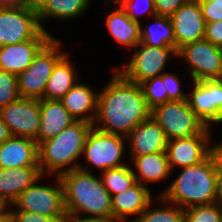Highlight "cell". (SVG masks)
<instances>
[{
    "label": "cell",
    "mask_w": 222,
    "mask_h": 222,
    "mask_svg": "<svg viewBox=\"0 0 222 222\" xmlns=\"http://www.w3.org/2000/svg\"><path fill=\"white\" fill-rule=\"evenodd\" d=\"M150 113L140 84L130 82L115 70L106 87L98 93L93 127L126 137L136 125L148 119Z\"/></svg>",
    "instance_id": "1"
},
{
    "label": "cell",
    "mask_w": 222,
    "mask_h": 222,
    "mask_svg": "<svg viewBox=\"0 0 222 222\" xmlns=\"http://www.w3.org/2000/svg\"><path fill=\"white\" fill-rule=\"evenodd\" d=\"M219 165V145L201 163L180 168L178 177L159 195L160 202L178 204L186 209L196 205L217 203L216 174Z\"/></svg>",
    "instance_id": "2"
},
{
    "label": "cell",
    "mask_w": 222,
    "mask_h": 222,
    "mask_svg": "<svg viewBox=\"0 0 222 222\" xmlns=\"http://www.w3.org/2000/svg\"><path fill=\"white\" fill-rule=\"evenodd\" d=\"M91 169L89 165L79 166L59 176L63 185L66 214L80 216L83 212L96 218L113 219L111 195Z\"/></svg>",
    "instance_id": "3"
},
{
    "label": "cell",
    "mask_w": 222,
    "mask_h": 222,
    "mask_svg": "<svg viewBox=\"0 0 222 222\" xmlns=\"http://www.w3.org/2000/svg\"><path fill=\"white\" fill-rule=\"evenodd\" d=\"M92 127L91 123L76 121L55 137L40 142L38 166L42 175L53 173L60 176L65 172L78 169L80 165L75 161L83 155L86 138Z\"/></svg>",
    "instance_id": "4"
},
{
    "label": "cell",
    "mask_w": 222,
    "mask_h": 222,
    "mask_svg": "<svg viewBox=\"0 0 222 222\" xmlns=\"http://www.w3.org/2000/svg\"><path fill=\"white\" fill-rule=\"evenodd\" d=\"M61 43L52 38L34 57L31 65L18 75L21 98L42 100L47 82L56 63L66 54Z\"/></svg>",
    "instance_id": "5"
},
{
    "label": "cell",
    "mask_w": 222,
    "mask_h": 222,
    "mask_svg": "<svg viewBox=\"0 0 222 222\" xmlns=\"http://www.w3.org/2000/svg\"><path fill=\"white\" fill-rule=\"evenodd\" d=\"M150 116L164 130L167 141L197 135L206 128L187 100L168 101L158 105L151 109Z\"/></svg>",
    "instance_id": "6"
},
{
    "label": "cell",
    "mask_w": 222,
    "mask_h": 222,
    "mask_svg": "<svg viewBox=\"0 0 222 222\" xmlns=\"http://www.w3.org/2000/svg\"><path fill=\"white\" fill-rule=\"evenodd\" d=\"M55 181L54 187L38 185L39 180L36 181L24 190L12 205L17 207L16 211L33 212L57 220H66L62 181L59 176Z\"/></svg>",
    "instance_id": "7"
},
{
    "label": "cell",
    "mask_w": 222,
    "mask_h": 222,
    "mask_svg": "<svg viewBox=\"0 0 222 222\" xmlns=\"http://www.w3.org/2000/svg\"><path fill=\"white\" fill-rule=\"evenodd\" d=\"M135 48L136 52L129 62L124 65V68H116V70L127 80L137 84L164 73L165 64L169 56H177V50L173 47L157 48L140 42Z\"/></svg>",
    "instance_id": "8"
},
{
    "label": "cell",
    "mask_w": 222,
    "mask_h": 222,
    "mask_svg": "<svg viewBox=\"0 0 222 222\" xmlns=\"http://www.w3.org/2000/svg\"><path fill=\"white\" fill-rule=\"evenodd\" d=\"M124 138L126 137L105 133L92 127L83 148L86 162L101 171L126 165L121 162L125 151Z\"/></svg>",
    "instance_id": "9"
},
{
    "label": "cell",
    "mask_w": 222,
    "mask_h": 222,
    "mask_svg": "<svg viewBox=\"0 0 222 222\" xmlns=\"http://www.w3.org/2000/svg\"><path fill=\"white\" fill-rule=\"evenodd\" d=\"M42 30L37 12L23 5L0 9V47L34 39Z\"/></svg>",
    "instance_id": "10"
},
{
    "label": "cell",
    "mask_w": 222,
    "mask_h": 222,
    "mask_svg": "<svg viewBox=\"0 0 222 222\" xmlns=\"http://www.w3.org/2000/svg\"><path fill=\"white\" fill-rule=\"evenodd\" d=\"M177 57L184 58L191 68L193 81L222 79V60L218 46L205 39L186 44L177 51Z\"/></svg>",
    "instance_id": "11"
},
{
    "label": "cell",
    "mask_w": 222,
    "mask_h": 222,
    "mask_svg": "<svg viewBox=\"0 0 222 222\" xmlns=\"http://www.w3.org/2000/svg\"><path fill=\"white\" fill-rule=\"evenodd\" d=\"M187 102L194 114L211 128L210 123L222 122V79L193 81Z\"/></svg>",
    "instance_id": "12"
},
{
    "label": "cell",
    "mask_w": 222,
    "mask_h": 222,
    "mask_svg": "<svg viewBox=\"0 0 222 222\" xmlns=\"http://www.w3.org/2000/svg\"><path fill=\"white\" fill-rule=\"evenodd\" d=\"M0 117L13 136L31 138L38 144L40 100L20 98L2 107Z\"/></svg>",
    "instance_id": "13"
},
{
    "label": "cell",
    "mask_w": 222,
    "mask_h": 222,
    "mask_svg": "<svg viewBox=\"0 0 222 222\" xmlns=\"http://www.w3.org/2000/svg\"><path fill=\"white\" fill-rule=\"evenodd\" d=\"M209 130L206 127L200 134L167 141L166 155L170 170L201 163L217 148L219 144L213 147L210 144Z\"/></svg>",
    "instance_id": "14"
},
{
    "label": "cell",
    "mask_w": 222,
    "mask_h": 222,
    "mask_svg": "<svg viewBox=\"0 0 222 222\" xmlns=\"http://www.w3.org/2000/svg\"><path fill=\"white\" fill-rule=\"evenodd\" d=\"M169 18L177 51L186 44L204 39L206 23L198 0H190Z\"/></svg>",
    "instance_id": "15"
},
{
    "label": "cell",
    "mask_w": 222,
    "mask_h": 222,
    "mask_svg": "<svg viewBox=\"0 0 222 222\" xmlns=\"http://www.w3.org/2000/svg\"><path fill=\"white\" fill-rule=\"evenodd\" d=\"M53 38L42 30L34 39L0 47V70L16 74L25 71L38 52Z\"/></svg>",
    "instance_id": "16"
},
{
    "label": "cell",
    "mask_w": 222,
    "mask_h": 222,
    "mask_svg": "<svg viewBox=\"0 0 222 222\" xmlns=\"http://www.w3.org/2000/svg\"><path fill=\"white\" fill-rule=\"evenodd\" d=\"M126 137L125 140H129L131 145L132 157L166 152L167 139L164 130L151 116L136 125Z\"/></svg>",
    "instance_id": "17"
},
{
    "label": "cell",
    "mask_w": 222,
    "mask_h": 222,
    "mask_svg": "<svg viewBox=\"0 0 222 222\" xmlns=\"http://www.w3.org/2000/svg\"><path fill=\"white\" fill-rule=\"evenodd\" d=\"M42 177L39 166L0 168V201L6 206L13 204L24 190Z\"/></svg>",
    "instance_id": "18"
},
{
    "label": "cell",
    "mask_w": 222,
    "mask_h": 222,
    "mask_svg": "<svg viewBox=\"0 0 222 222\" xmlns=\"http://www.w3.org/2000/svg\"><path fill=\"white\" fill-rule=\"evenodd\" d=\"M38 166V144L26 137L12 136L0 144V168Z\"/></svg>",
    "instance_id": "19"
},
{
    "label": "cell",
    "mask_w": 222,
    "mask_h": 222,
    "mask_svg": "<svg viewBox=\"0 0 222 222\" xmlns=\"http://www.w3.org/2000/svg\"><path fill=\"white\" fill-rule=\"evenodd\" d=\"M152 194L147 186L136 182L124 192L111 197L113 220L125 222L128 216H138L152 202Z\"/></svg>",
    "instance_id": "20"
},
{
    "label": "cell",
    "mask_w": 222,
    "mask_h": 222,
    "mask_svg": "<svg viewBox=\"0 0 222 222\" xmlns=\"http://www.w3.org/2000/svg\"><path fill=\"white\" fill-rule=\"evenodd\" d=\"M40 117L38 144L55 137L76 122L60 100H40Z\"/></svg>",
    "instance_id": "21"
},
{
    "label": "cell",
    "mask_w": 222,
    "mask_h": 222,
    "mask_svg": "<svg viewBox=\"0 0 222 222\" xmlns=\"http://www.w3.org/2000/svg\"><path fill=\"white\" fill-rule=\"evenodd\" d=\"M97 96L88 85L76 83L60 101L76 121L93 124L97 114Z\"/></svg>",
    "instance_id": "22"
},
{
    "label": "cell",
    "mask_w": 222,
    "mask_h": 222,
    "mask_svg": "<svg viewBox=\"0 0 222 222\" xmlns=\"http://www.w3.org/2000/svg\"><path fill=\"white\" fill-rule=\"evenodd\" d=\"M106 26L113 38L130 50L140 43L141 23L132 21L121 7L108 14Z\"/></svg>",
    "instance_id": "23"
},
{
    "label": "cell",
    "mask_w": 222,
    "mask_h": 222,
    "mask_svg": "<svg viewBox=\"0 0 222 222\" xmlns=\"http://www.w3.org/2000/svg\"><path fill=\"white\" fill-rule=\"evenodd\" d=\"M138 174L133 171L136 181L142 185L157 182L170 176V167L166 152L152 153L139 157H131Z\"/></svg>",
    "instance_id": "24"
},
{
    "label": "cell",
    "mask_w": 222,
    "mask_h": 222,
    "mask_svg": "<svg viewBox=\"0 0 222 222\" xmlns=\"http://www.w3.org/2000/svg\"><path fill=\"white\" fill-rule=\"evenodd\" d=\"M67 55L65 54L54 66L43 99L60 100L78 82L75 77L76 68L68 60Z\"/></svg>",
    "instance_id": "25"
},
{
    "label": "cell",
    "mask_w": 222,
    "mask_h": 222,
    "mask_svg": "<svg viewBox=\"0 0 222 222\" xmlns=\"http://www.w3.org/2000/svg\"><path fill=\"white\" fill-rule=\"evenodd\" d=\"M91 0H47L46 4L37 12L42 29L46 30L42 22L47 17L55 19H73L82 16L89 8Z\"/></svg>",
    "instance_id": "26"
},
{
    "label": "cell",
    "mask_w": 222,
    "mask_h": 222,
    "mask_svg": "<svg viewBox=\"0 0 222 222\" xmlns=\"http://www.w3.org/2000/svg\"><path fill=\"white\" fill-rule=\"evenodd\" d=\"M154 24L140 30V42L153 47L175 48V37L172 23L167 16H154Z\"/></svg>",
    "instance_id": "27"
},
{
    "label": "cell",
    "mask_w": 222,
    "mask_h": 222,
    "mask_svg": "<svg viewBox=\"0 0 222 222\" xmlns=\"http://www.w3.org/2000/svg\"><path fill=\"white\" fill-rule=\"evenodd\" d=\"M101 181L111 197L124 192L137 182L133 169L128 164L102 171Z\"/></svg>",
    "instance_id": "28"
},
{
    "label": "cell",
    "mask_w": 222,
    "mask_h": 222,
    "mask_svg": "<svg viewBox=\"0 0 222 222\" xmlns=\"http://www.w3.org/2000/svg\"><path fill=\"white\" fill-rule=\"evenodd\" d=\"M151 203L147 208L138 216L137 219H134V222H184V209L178 205L175 207H165L158 209H151Z\"/></svg>",
    "instance_id": "29"
},
{
    "label": "cell",
    "mask_w": 222,
    "mask_h": 222,
    "mask_svg": "<svg viewBox=\"0 0 222 222\" xmlns=\"http://www.w3.org/2000/svg\"><path fill=\"white\" fill-rule=\"evenodd\" d=\"M149 109L168 102L167 90L162 81V74L140 83Z\"/></svg>",
    "instance_id": "30"
},
{
    "label": "cell",
    "mask_w": 222,
    "mask_h": 222,
    "mask_svg": "<svg viewBox=\"0 0 222 222\" xmlns=\"http://www.w3.org/2000/svg\"><path fill=\"white\" fill-rule=\"evenodd\" d=\"M184 222H222V205H196L184 209Z\"/></svg>",
    "instance_id": "31"
},
{
    "label": "cell",
    "mask_w": 222,
    "mask_h": 222,
    "mask_svg": "<svg viewBox=\"0 0 222 222\" xmlns=\"http://www.w3.org/2000/svg\"><path fill=\"white\" fill-rule=\"evenodd\" d=\"M20 98L18 76L0 70V109Z\"/></svg>",
    "instance_id": "32"
},
{
    "label": "cell",
    "mask_w": 222,
    "mask_h": 222,
    "mask_svg": "<svg viewBox=\"0 0 222 222\" xmlns=\"http://www.w3.org/2000/svg\"><path fill=\"white\" fill-rule=\"evenodd\" d=\"M139 0H120L117 4L120 5V7L126 12V14L129 16V18L132 21L141 23L140 20L137 17L138 15L142 14V11L140 9L138 10V2ZM143 1V6H144V12L146 11L148 13H151L152 17L156 16V10H155V1L154 0H140ZM138 2V3H137ZM142 6V7H143ZM140 12H138V11ZM142 10V9H141Z\"/></svg>",
    "instance_id": "33"
},
{
    "label": "cell",
    "mask_w": 222,
    "mask_h": 222,
    "mask_svg": "<svg viewBox=\"0 0 222 222\" xmlns=\"http://www.w3.org/2000/svg\"><path fill=\"white\" fill-rule=\"evenodd\" d=\"M180 80L171 73H162V81L167 90L168 101L187 100V93L181 90Z\"/></svg>",
    "instance_id": "34"
},
{
    "label": "cell",
    "mask_w": 222,
    "mask_h": 222,
    "mask_svg": "<svg viewBox=\"0 0 222 222\" xmlns=\"http://www.w3.org/2000/svg\"><path fill=\"white\" fill-rule=\"evenodd\" d=\"M205 23L222 21V4L211 0H198Z\"/></svg>",
    "instance_id": "35"
},
{
    "label": "cell",
    "mask_w": 222,
    "mask_h": 222,
    "mask_svg": "<svg viewBox=\"0 0 222 222\" xmlns=\"http://www.w3.org/2000/svg\"><path fill=\"white\" fill-rule=\"evenodd\" d=\"M156 15L170 17L190 0H154Z\"/></svg>",
    "instance_id": "36"
},
{
    "label": "cell",
    "mask_w": 222,
    "mask_h": 222,
    "mask_svg": "<svg viewBox=\"0 0 222 222\" xmlns=\"http://www.w3.org/2000/svg\"><path fill=\"white\" fill-rule=\"evenodd\" d=\"M12 222H65V220H57L33 212L12 211Z\"/></svg>",
    "instance_id": "37"
},
{
    "label": "cell",
    "mask_w": 222,
    "mask_h": 222,
    "mask_svg": "<svg viewBox=\"0 0 222 222\" xmlns=\"http://www.w3.org/2000/svg\"><path fill=\"white\" fill-rule=\"evenodd\" d=\"M204 39L219 46L222 44V21L206 23Z\"/></svg>",
    "instance_id": "38"
},
{
    "label": "cell",
    "mask_w": 222,
    "mask_h": 222,
    "mask_svg": "<svg viewBox=\"0 0 222 222\" xmlns=\"http://www.w3.org/2000/svg\"><path fill=\"white\" fill-rule=\"evenodd\" d=\"M217 203L222 205V142L219 143V165L216 174Z\"/></svg>",
    "instance_id": "39"
},
{
    "label": "cell",
    "mask_w": 222,
    "mask_h": 222,
    "mask_svg": "<svg viewBox=\"0 0 222 222\" xmlns=\"http://www.w3.org/2000/svg\"><path fill=\"white\" fill-rule=\"evenodd\" d=\"M81 216H67L65 222H115L111 218H105V217H91L90 215L88 217H81Z\"/></svg>",
    "instance_id": "40"
},
{
    "label": "cell",
    "mask_w": 222,
    "mask_h": 222,
    "mask_svg": "<svg viewBox=\"0 0 222 222\" xmlns=\"http://www.w3.org/2000/svg\"><path fill=\"white\" fill-rule=\"evenodd\" d=\"M47 0H23L22 5L27 9L38 12L45 4Z\"/></svg>",
    "instance_id": "41"
},
{
    "label": "cell",
    "mask_w": 222,
    "mask_h": 222,
    "mask_svg": "<svg viewBox=\"0 0 222 222\" xmlns=\"http://www.w3.org/2000/svg\"><path fill=\"white\" fill-rule=\"evenodd\" d=\"M9 127L3 122L0 117V144L12 137Z\"/></svg>",
    "instance_id": "42"
},
{
    "label": "cell",
    "mask_w": 222,
    "mask_h": 222,
    "mask_svg": "<svg viewBox=\"0 0 222 222\" xmlns=\"http://www.w3.org/2000/svg\"><path fill=\"white\" fill-rule=\"evenodd\" d=\"M23 0H0V9L22 5Z\"/></svg>",
    "instance_id": "43"
},
{
    "label": "cell",
    "mask_w": 222,
    "mask_h": 222,
    "mask_svg": "<svg viewBox=\"0 0 222 222\" xmlns=\"http://www.w3.org/2000/svg\"><path fill=\"white\" fill-rule=\"evenodd\" d=\"M7 207L0 211V222H12V211L7 210Z\"/></svg>",
    "instance_id": "44"
},
{
    "label": "cell",
    "mask_w": 222,
    "mask_h": 222,
    "mask_svg": "<svg viewBox=\"0 0 222 222\" xmlns=\"http://www.w3.org/2000/svg\"><path fill=\"white\" fill-rule=\"evenodd\" d=\"M106 2H112L114 3L115 5H117V3L120 1V0H104Z\"/></svg>",
    "instance_id": "45"
},
{
    "label": "cell",
    "mask_w": 222,
    "mask_h": 222,
    "mask_svg": "<svg viewBox=\"0 0 222 222\" xmlns=\"http://www.w3.org/2000/svg\"><path fill=\"white\" fill-rule=\"evenodd\" d=\"M218 50H219L221 60H222V44L218 46Z\"/></svg>",
    "instance_id": "46"
},
{
    "label": "cell",
    "mask_w": 222,
    "mask_h": 222,
    "mask_svg": "<svg viewBox=\"0 0 222 222\" xmlns=\"http://www.w3.org/2000/svg\"><path fill=\"white\" fill-rule=\"evenodd\" d=\"M5 207H6V205H4V204L0 201V211H2Z\"/></svg>",
    "instance_id": "47"
},
{
    "label": "cell",
    "mask_w": 222,
    "mask_h": 222,
    "mask_svg": "<svg viewBox=\"0 0 222 222\" xmlns=\"http://www.w3.org/2000/svg\"><path fill=\"white\" fill-rule=\"evenodd\" d=\"M214 1V3H221L222 4V0H211Z\"/></svg>",
    "instance_id": "48"
}]
</instances>
